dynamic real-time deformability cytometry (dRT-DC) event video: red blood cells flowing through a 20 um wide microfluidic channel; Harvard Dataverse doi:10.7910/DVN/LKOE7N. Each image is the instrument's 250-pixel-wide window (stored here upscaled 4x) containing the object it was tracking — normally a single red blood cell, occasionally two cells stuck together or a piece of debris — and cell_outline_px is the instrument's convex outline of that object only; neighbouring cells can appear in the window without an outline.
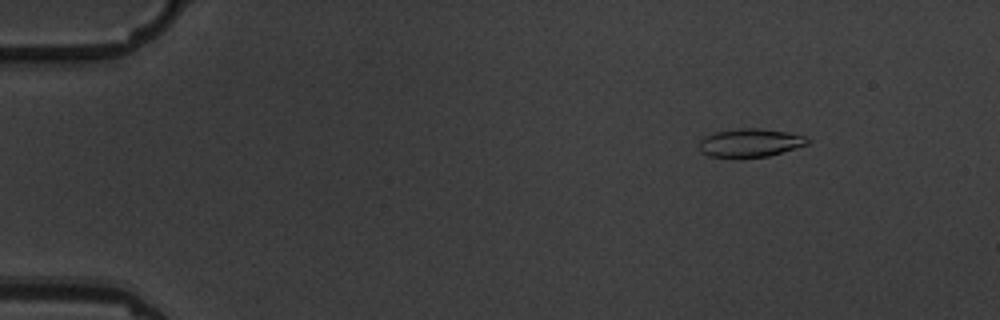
{"species": "common noctule bat (a hibernating species)", "species_latin": "Nyctalus noctula", "temperature_condition": "warm", "stored_images_in_passage": 7, "camera_frame_rate_fps": 3000, "um_per_image_px": 0.085, "animal": {"sex": "male", "body_mass_g": 19.5, "forearm_length_mm": 54.6}, "frame": {"image": 1, "passage_image": 1, "time_ms": 0.0, "image_size_px": [1000, 320], "cell_outline_px": [[812, 140], [808, 144], [768, 156], [740, 160], [708, 156], [700, 152], [700, 140], [704, 136], [712, 132], [740, 128], [760, 128], [808, 136]], "centroid_in_image_um": [63.72, 12.17], "position_along_channel_um": 21.3, "area_um2": 18.55}}
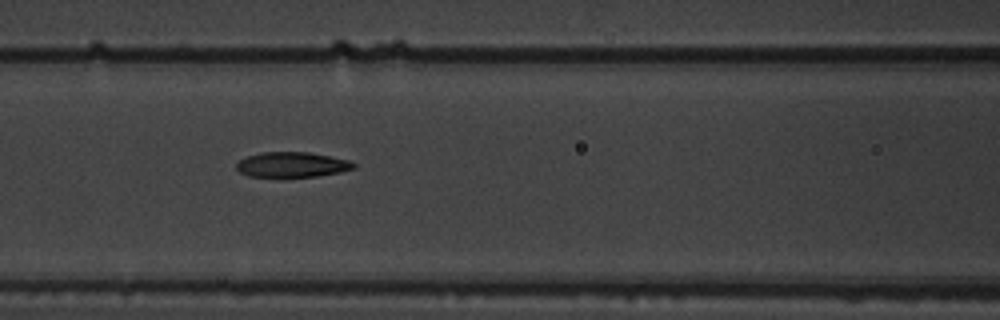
{"frame": {"image": 2, "passage_image": 6, "time_ms": 6.0, "image_size_px": [1000, 320], "cell_outline_px": [[356, 168], [340, 172], [316, 176], [248, 176], [240, 172], [236, 168], [236, 164], [240, 160], [248, 156], [260, 152], [308, 152], [348, 160], [356, 164]], "centroid_in_image_um": [24.82, 13.99], "position_along_channel_um": 141.8, "area_um2": 16.94}}
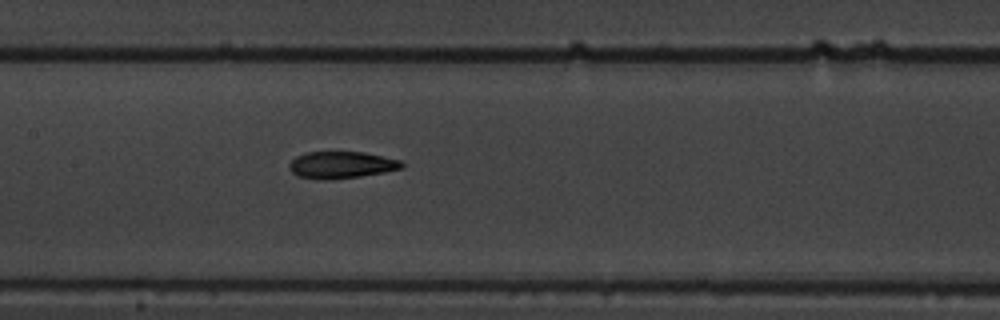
{"frame": {"image": 3, "passage_image": 7, "time_ms": 7.0, "image_size_px": [1000, 320], "cell_outline_px": [[404, 168], [384, 172], [360, 176], [332, 180], [320, 180], [296, 176], [288, 168], [288, 164], [296, 156], [304, 152], [364, 152], [400, 160], [404, 164]], "centroid_in_image_um": [28.98, 14.02], "position_along_channel_um": 178.4, "area_um2": 17.86}}